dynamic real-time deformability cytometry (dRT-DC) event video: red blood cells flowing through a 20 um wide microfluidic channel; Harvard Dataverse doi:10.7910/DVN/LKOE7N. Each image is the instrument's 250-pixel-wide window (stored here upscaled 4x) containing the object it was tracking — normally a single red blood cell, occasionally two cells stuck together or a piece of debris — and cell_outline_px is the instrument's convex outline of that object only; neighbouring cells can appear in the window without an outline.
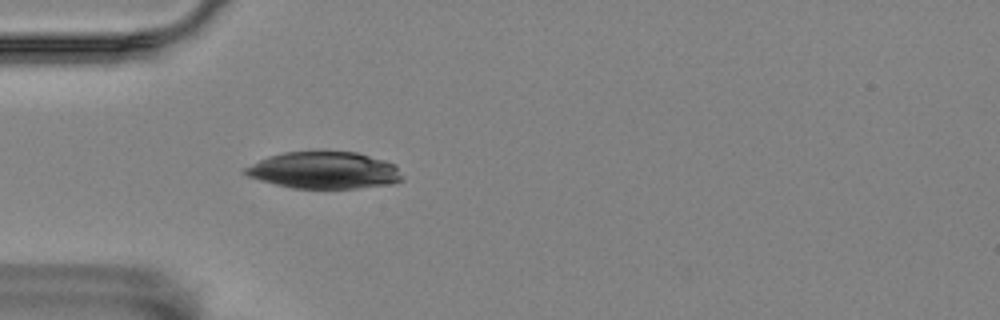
{"species": "Egyptian fruit bat (a non-hibernating species)", "species_latin": "Rousettus aegyptiacus", "temperature_condition": "room temperature", "stored_images_in_passage": 51, "camera_frame_rate_fps": 3000, "um_per_image_px": 0.085, "animal": {"sex": "female"}, "frame": {"image": 1, "passage_image": 11, "time_ms": 3.333, "image_size_px": [1000, 320], "cell_outline_px": [[404, 180], [392, 184], [356, 188], [292, 188], [260, 180], [248, 176], [240, 172], [244, 168], [268, 156], [284, 152], [356, 152], [384, 160], [396, 164]], "centroid_in_image_um": [27.57, 14.48], "position_along_channel_um": 57.4, "area_um2": 33.7}}
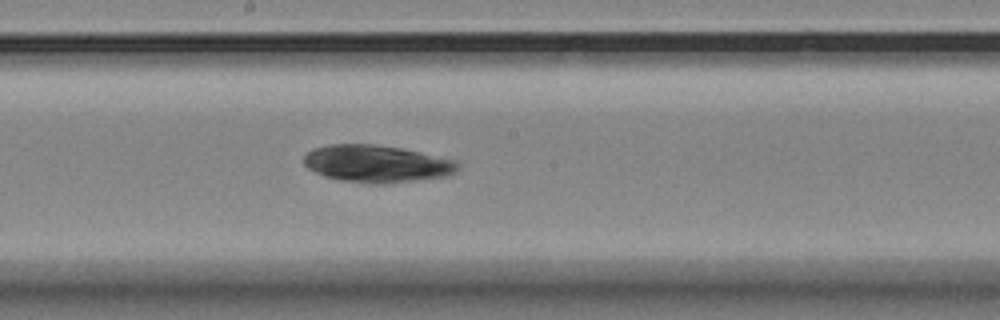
{"frame": {"image": 2, "passage_image": 25, "time_ms": 8.0, "image_size_px": [1000, 320], "cell_outline_px": [[460, 168], [456, 172], [448, 176], [384, 184], [368, 184], [340, 180], [324, 176], [308, 168], [304, 164], [304, 156], [312, 148], [328, 144], [372, 144], [400, 148], [460, 160]], "centroid_in_image_um": [32.06, 13.92], "position_along_channel_um": 216.1, "area_um2": 33.81}}
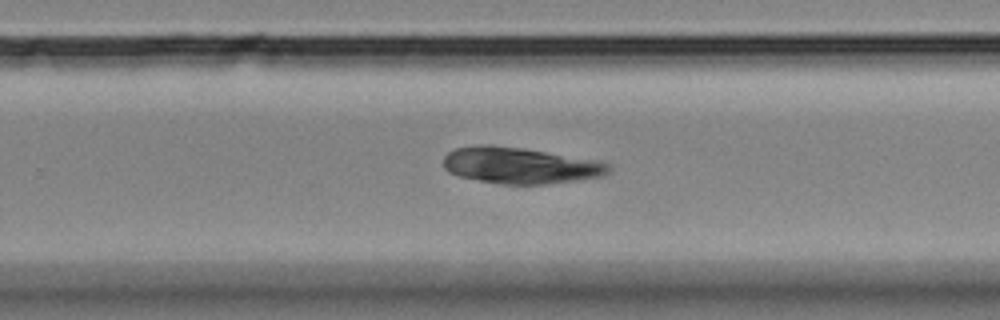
{"frame": {"image": 3, "passage_image": 31, "time_ms": 10.0, "image_size_px": [1000, 320], "cell_outline_px": [[612, 168], [604, 176], [548, 184], [500, 184], [460, 176], [448, 172], [444, 168], [444, 156], [448, 152], [456, 148], [480, 144], [492, 144], [524, 148], [596, 160], [612, 164]], "centroid_in_image_um": [44.22, 14.05], "position_along_channel_um": 285.6, "area_um2": 35.08}}